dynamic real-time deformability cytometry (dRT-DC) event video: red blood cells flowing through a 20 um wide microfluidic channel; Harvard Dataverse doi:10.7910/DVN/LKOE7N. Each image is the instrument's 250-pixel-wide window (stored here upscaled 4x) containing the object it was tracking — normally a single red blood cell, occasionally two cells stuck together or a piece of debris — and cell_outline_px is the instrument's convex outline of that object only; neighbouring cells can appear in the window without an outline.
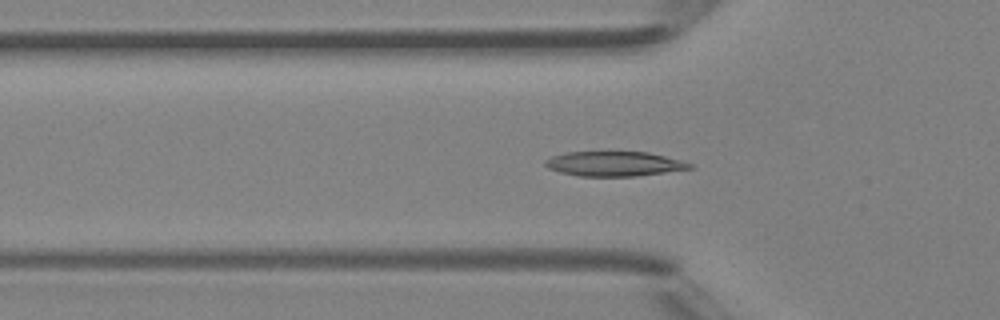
{"species": "Egyptian fruit bat (a non-hibernating species)", "species_latin": "Rousettus aegyptiacus", "temperature_condition": "room temperature", "stored_images_in_passage": 48, "segment_of_instrument_passage": [1, 2], "camera_frame_rate_fps": 3000, "um_per_image_px": 0.085, "animal": {"sex": "female"}, "frame": {"image": 1, "passage_image": 16, "time_ms": 5.0, "image_size_px": [1000, 320], "cell_outline_px": [[696, 168], [636, 176], [580, 176], [560, 172], [548, 168], [544, 164], [544, 160], [552, 156], [564, 152], [648, 152], [680, 160], [692, 164]], "centroid_in_image_um": [52.2, 13.92], "position_along_channel_um": 73.6, "area_um2": 20.81}}
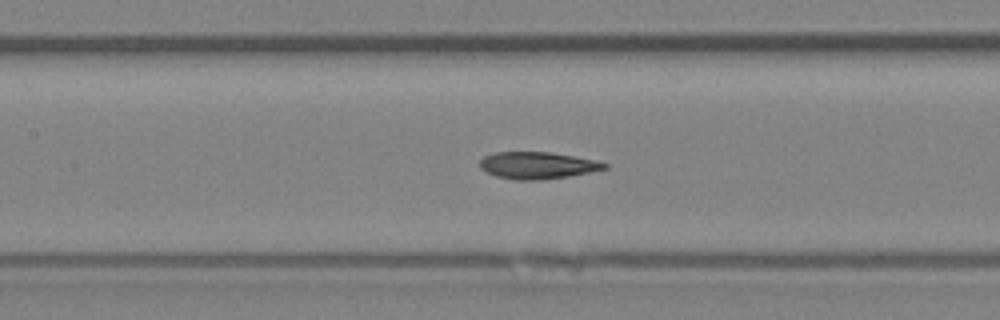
{"frame": {"image": 2, "passage_image": 22, "time_ms": 7.0, "image_size_px": [1000, 320], "cell_outline_px": [[608, 168], [568, 176], [544, 180], [512, 180], [496, 176], [484, 172], [480, 168], [480, 160], [484, 156], [496, 152], [552, 152], [576, 156], [596, 160], [608, 164]], "centroid_in_image_um": [45.66, 14.06], "position_along_channel_um": 161.7, "area_um2": 19.77}}
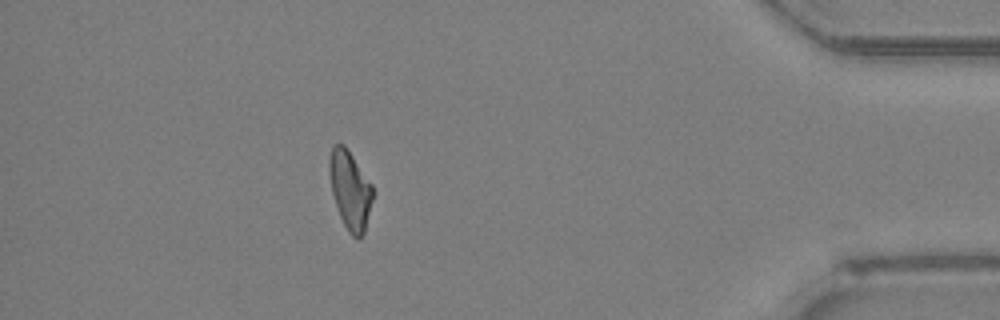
{"frame": {"image": 3, "passage_image": 42, "time_ms": 13.667, "image_size_px": [1000, 320], "cell_outline_px": [[372, 200], [364, 232], [360, 240], [352, 236], [348, 232], [340, 216], [332, 192], [328, 172], [328, 160], [332, 144], [344, 144], [372, 184]], "centroid_in_image_um": [29.73, 16.13], "position_along_channel_um": 405.5, "area_um2": 19.77}}